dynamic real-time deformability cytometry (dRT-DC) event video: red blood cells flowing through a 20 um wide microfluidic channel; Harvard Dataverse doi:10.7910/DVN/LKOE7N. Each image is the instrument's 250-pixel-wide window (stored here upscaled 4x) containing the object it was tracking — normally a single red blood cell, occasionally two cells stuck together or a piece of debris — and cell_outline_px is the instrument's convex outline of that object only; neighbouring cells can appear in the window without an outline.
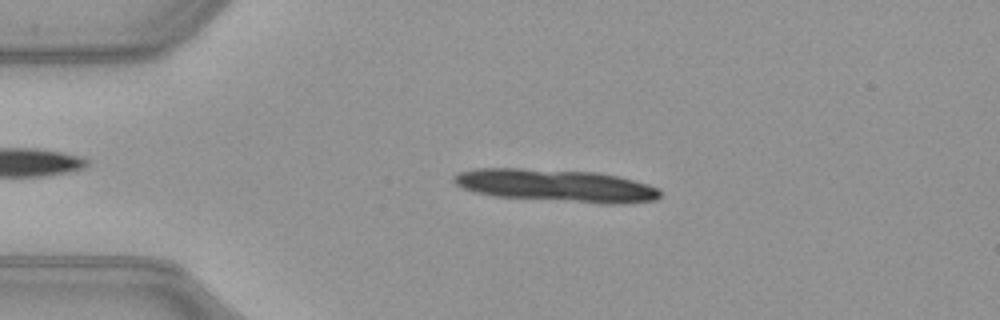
{"species": "common noctule bat (a hibernating species)", "species_latin": "Nyctalus noctula", "temperature_condition": "warm", "stored_images_in_passage": 33, "segment_of_instrument_passage": [1, 2], "camera_frame_rate_fps": 3000, "um_per_image_px": 0.085, "animal": {"sex": "female", "body_mass_g": 21.9}, "frame": {"image": 1, "passage_image": 10, "time_ms": 3.0, "image_size_px": [1000, 320], "cell_outline_px": [[660, 196], [656, 200], [620, 204], [604, 204], [496, 196], [472, 192], [456, 184], [452, 180], [452, 176], [460, 172], [476, 168], [524, 168], [596, 172], [616, 176], [648, 184], [660, 188]], "centroid_in_image_um": [47.26, 15.77], "position_along_channel_um": 37.7, "area_um2": 39.25}}